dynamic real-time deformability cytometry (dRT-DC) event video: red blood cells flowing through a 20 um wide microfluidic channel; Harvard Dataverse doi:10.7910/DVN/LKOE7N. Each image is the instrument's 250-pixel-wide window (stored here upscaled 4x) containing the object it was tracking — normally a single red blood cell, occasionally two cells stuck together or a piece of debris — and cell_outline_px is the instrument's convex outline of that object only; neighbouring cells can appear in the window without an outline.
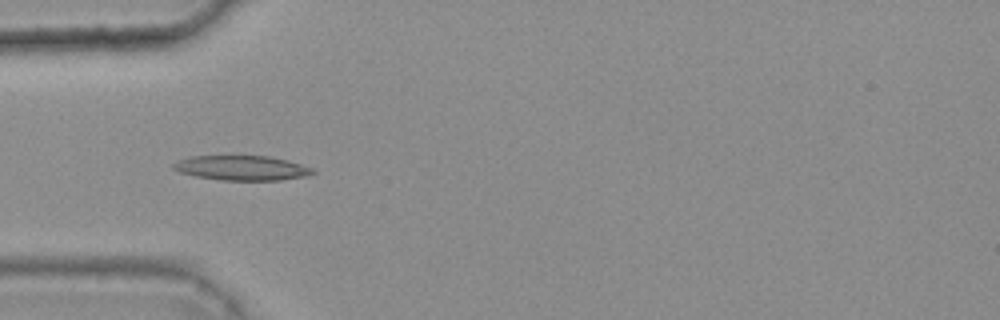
{"species": "common noctule bat (a hibernating species)", "species_latin": "Nyctalus noctula", "temperature_condition": "warm", "stored_images_in_passage": 30, "camera_frame_rate_fps": 3000, "um_per_image_px": 0.085, "animal": {"sex": "female", "body_mass_g": 25.1}, "frame": {"image": 1, "passage_image": 1, "time_ms": 0.0, "image_size_px": [1000, 320], "cell_outline_px": [[316, 172], [308, 176], [280, 180], [220, 180], [196, 176], [180, 172], [172, 168], [172, 164], [180, 160], [192, 156], [232, 152], [268, 156], [288, 160], [312, 168]], "centroid_in_image_um": [20.53, 14.22], "position_along_channel_um": 64.5, "area_um2": 21.1}}
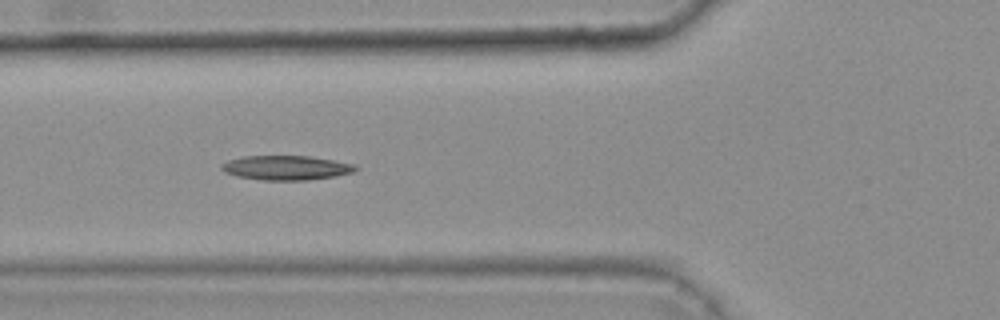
{"frame": {"image": 2, "passage_image": 4, "time_ms": 1.0, "image_size_px": [1000, 320], "cell_outline_px": [[360, 168], [352, 172], [336, 176], [308, 180], [264, 180], [236, 176], [224, 172], [220, 168], [220, 164], [228, 160], [240, 156], [312, 156], [352, 164]], "centroid_in_image_um": [24.28, 14.25], "position_along_channel_um": 101.5, "area_um2": 19.13}}
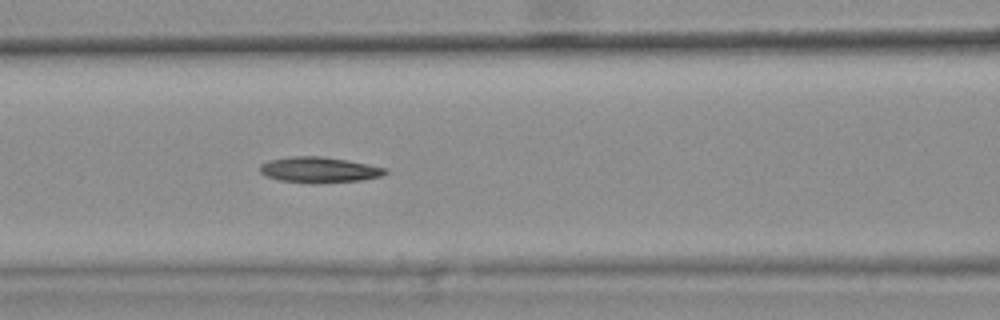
{"frame": {"image": 3, "passage_image": 7, "time_ms": 2.0, "image_size_px": [1000, 320], "cell_outline_px": [[388, 172], [380, 176], [364, 180], [316, 184], [308, 184], [280, 180], [264, 176], [260, 172], [260, 164], [268, 160], [288, 156], [324, 156], [348, 160], [388, 168]], "centroid_in_image_um": [27.11, 14.44], "position_along_channel_um": 139.5, "area_um2": 19.25}}